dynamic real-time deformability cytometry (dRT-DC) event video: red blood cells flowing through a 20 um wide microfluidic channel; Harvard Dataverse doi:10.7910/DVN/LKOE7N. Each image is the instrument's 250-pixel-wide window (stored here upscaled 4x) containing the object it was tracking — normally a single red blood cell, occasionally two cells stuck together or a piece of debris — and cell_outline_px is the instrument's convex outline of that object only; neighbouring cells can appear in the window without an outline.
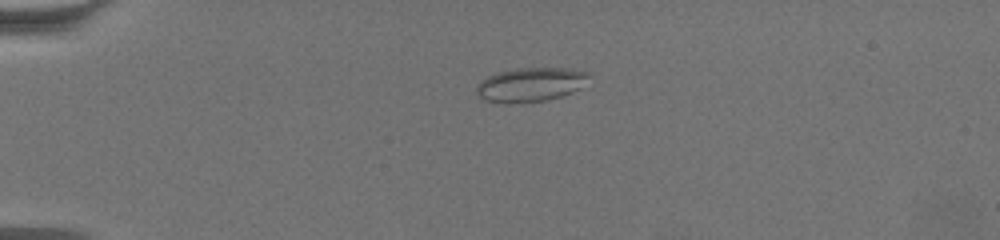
{"species": "common noctule bat (a hibernating species)", "species_latin": "Nyctalus noctula", "temperature_condition": "warm", "stored_images_in_passage": 48, "camera_frame_rate_fps": 3000, "um_per_image_px": 0.085, "animal": {"sex": "female", "body_mass_g": 19.5, "forearm_length_mm": 54.1}, "frame": {"image": 1, "passage_image": 1, "time_ms": 0.0, "image_size_px": [1000, 240], "cell_outline_px": [[588, 76], [580, 88], [560, 96], [544, 100], [508, 104], [484, 100], [476, 92], [476, 88], [488, 76], [500, 72], [516, 68], [564, 68], [588, 72]], "centroid_in_image_um": [45.07, 7.19], "position_along_channel_um": 39.9, "area_um2": 21.79}}
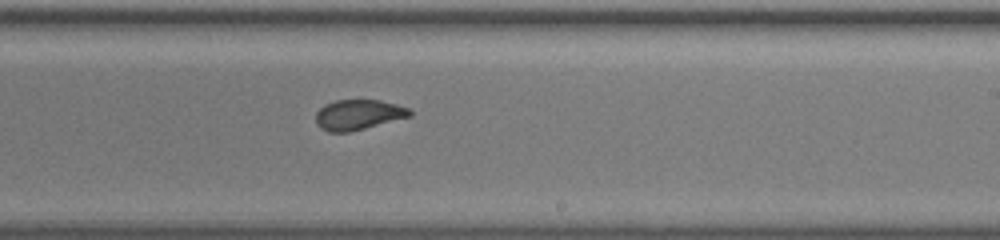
{"frame": {"image": 2, "passage_image": 25, "time_ms": 8.0, "image_size_px": [1000, 240], "cell_outline_px": [[412, 116], [348, 132], [328, 132], [320, 128], [316, 124], [316, 112], [324, 104], [336, 100], [380, 100], [396, 104], [408, 108], [412, 112]], "centroid_in_image_um": [30.43, 9.75], "position_along_channel_um": 258.6, "area_um2": 16.53}}
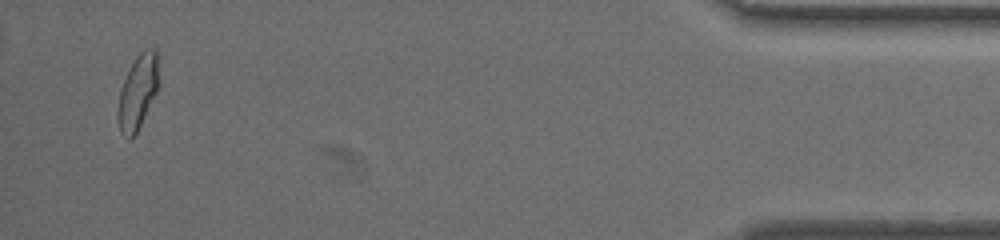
{"frame": {"image": 3, "passage_image": 46, "time_ms": 15.0, "image_size_px": [1000, 240], "cell_outline_px": [[160, 80], [156, 92], [136, 132], [128, 140], [120, 132], [116, 120], [116, 112], [120, 88], [136, 56], [144, 48], [156, 48]], "centroid_in_image_um": [11.7, 7.8], "position_along_channel_um": 423.5, "area_um2": 17.8}, "authors_computed_cell_mechanics": {"area_um2": 17.3111, "velocity_mm_per_s": 3.3697, "shape_relaxation_time_tau1_ms": null, "shape_relaxation_time_tau2_ms": 0.9706, "deformation_change_tau1": null, "deformation_change_tau2": 0.0492}}